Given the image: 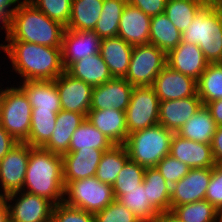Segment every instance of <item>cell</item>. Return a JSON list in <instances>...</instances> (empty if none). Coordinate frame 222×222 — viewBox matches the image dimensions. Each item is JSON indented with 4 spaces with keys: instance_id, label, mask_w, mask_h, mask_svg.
<instances>
[{
    "instance_id": "obj_1",
    "label": "cell",
    "mask_w": 222,
    "mask_h": 222,
    "mask_svg": "<svg viewBox=\"0 0 222 222\" xmlns=\"http://www.w3.org/2000/svg\"><path fill=\"white\" fill-rule=\"evenodd\" d=\"M0 49L11 62V72L19 82L29 80H55L64 71L61 48L48 47L23 41H2Z\"/></svg>"
},
{
    "instance_id": "obj_2",
    "label": "cell",
    "mask_w": 222,
    "mask_h": 222,
    "mask_svg": "<svg viewBox=\"0 0 222 222\" xmlns=\"http://www.w3.org/2000/svg\"><path fill=\"white\" fill-rule=\"evenodd\" d=\"M64 188L62 156L31 146L22 191L47 198L57 205L64 200Z\"/></svg>"
},
{
    "instance_id": "obj_3",
    "label": "cell",
    "mask_w": 222,
    "mask_h": 222,
    "mask_svg": "<svg viewBox=\"0 0 222 222\" xmlns=\"http://www.w3.org/2000/svg\"><path fill=\"white\" fill-rule=\"evenodd\" d=\"M65 29V26L50 19L28 1L11 14L4 41H23L61 48Z\"/></svg>"
},
{
    "instance_id": "obj_4",
    "label": "cell",
    "mask_w": 222,
    "mask_h": 222,
    "mask_svg": "<svg viewBox=\"0 0 222 222\" xmlns=\"http://www.w3.org/2000/svg\"><path fill=\"white\" fill-rule=\"evenodd\" d=\"M181 41L198 45L209 63H222V8L205 4L182 32Z\"/></svg>"
},
{
    "instance_id": "obj_5",
    "label": "cell",
    "mask_w": 222,
    "mask_h": 222,
    "mask_svg": "<svg viewBox=\"0 0 222 222\" xmlns=\"http://www.w3.org/2000/svg\"><path fill=\"white\" fill-rule=\"evenodd\" d=\"M173 134L161 124H157L128 134L123 145L131 161L145 168H152L170 154Z\"/></svg>"
},
{
    "instance_id": "obj_6",
    "label": "cell",
    "mask_w": 222,
    "mask_h": 222,
    "mask_svg": "<svg viewBox=\"0 0 222 222\" xmlns=\"http://www.w3.org/2000/svg\"><path fill=\"white\" fill-rule=\"evenodd\" d=\"M7 86L1 101L0 124L17 142H25L31 129L32 107L17 83Z\"/></svg>"
},
{
    "instance_id": "obj_7",
    "label": "cell",
    "mask_w": 222,
    "mask_h": 222,
    "mask_svg": "<svg viewBox=\"0 0 222 222\" xmlns=\"http://www.w3.org/2000/svg\"><path fill=\"white\" fill-rule=\"evenodd\" d=\"M64 200L69 206L95 214L115 200L112 185L95 176L64 182Z\"/></svg>"
},
{
    "instance_id": "obj_8",
    "label": "cell",
    "mask_w": 222,
    "mask_h": 222,
    "mask_svg": "<svg viewBox=\"0 0 222 222\" xmlns=\"http://www.w3.org/2000/svg\"><path fill=\"white\" fill-rule=\"evenodd\" d=\"M167 54L154 44L133 46L128 71L124 77L133 87L152 86L167 65Z\"/></svg>"
},
{
    "instance_id": "obj_9",
    "label": "cell",
    "mask_w": 222,
    "mask_h": 222,
    "mask_svg": "<svg viewBox=\"0 0 222 222\" xmlns=\"http://www.w3.org/2000/svg\"><path fill=\"white\" fill-rule=\"evenodd\" d=\"M159 102L152 86L133 87L125 111L128 134L159 124Z\"/></svg>"
},
{
    "instance_id": "obj_10",
    "label": "cell",
    "mask_w": 222,
    "mask_h": 222,
    "mask_svg": "<svg viewBox=\"0 0 222 222\" xmlns=\"http://www.w3.org/2000/svg\"><path fill=\"white\" fill-rule=\"evenodd\" d=\"M31 146L18 142L0 160V196L6 197L23 190Z\"/></svg>"
},
{
    "instance_id": "obj_11",
    "label": "cell",
    "mask_w": 222,
    "mask_h": 222,
    "mask_svg": "<svg viewBox=\"0 0 222 222\" xmlns=\"http://www.w3.org/2000/svg\"><path fill=\"white\" fill-rule=\"evenodd\" d=\"M9 222H51L54 204L47 198L25 191L5 197Z\"/></svg>"
},
{
    "instance_id": "obj_12",
    "label": "cell",
    "mask_w": 222,
    "mask_h": 222,
    "mask_svg": "<svg viewBox=\"0 0 222 222\" xmlns=\"http://www.w3.org/2000/svg\"><path fill=\"white\" fill-rule=\"evenodd\" d=\"M212 168L189 169L188 173L171 186L170 210L176 206L205 199Z\"/></svg>"
},
{
    "instance_id": "obj_13",
    "label": "cell",
    "mask_w": 222,
    "mask_h": 222,
    "mask_svg": "<svg viewBox=\"0 0 222 222\" xmlns=\"http://www.w3.org/2000/svg\"><path fill=\"white\" fill-rule=\"evenodd\" d=\"M54 81L59 92L61 108L86 117L91 106L93 87L73 77L66 70Z\"/></svg>"
},
{
    "instance_id": "obj_14",
    "label": "cell",
    "mask_w": 222,
    "mask_h": 222,
    "mask_svg": "<svg viewBox=\"0 0 222 222\" xmlns=\"http://www.w3.org/2000/svg\"><path fill=\"white\" fill-rule=\"evenodd\" d=\"M152 87L159 101L178 100L197 94V80L166 65L155 78Z\"/></svg>"
},
{
    "instance_id": "obj_15",
    "label": "cell",
    "mask_w": 222,
    "mask_h": 222,
    "mask_svg": "<svg viewBox=\"0 0 222 222\" xmlns=\"http://www.w3.org/2000/svg\"><path fill=\"white\" fill-rule=\"evenodd\" d=\"M133 86L125 78L113 77L106 83L93 87L90 110L114 108L126 111Z\"/></svg>"
},
{
    "instance_id": "obj_16",
    "label": "cell",
    "mask_w": 222,
    "mask_h": 222,
    "mask_svg": "<svg viewBox=\"0 0 222 222\" xmlns=\"http://www.w3.org/2000/svg\"><path fill=\"white\" fill-rule=\"evenodd\" d=\"M101 38L94 31L65 29L61 55L66 70L72 63L99 53Z\"/></svg>"
},
{
    "instance_id": "obj_17",
    "label": "cell",
    "mask_w": 222,
    "mask_h": 222,
    "mask_svg": "<svg viewBox=\"0 0 222 222\" xmlns=\"http://www.w3.org/2000/svg\"><path fill=\"white\" fill-rule=\"evenodd\" d=\"M170 155L194 168H213L216 163L212 155L211 144L194 142L173 134L170 146Z\"/></svg>"
},
{
    "instance_id": "obj_18",
    "label": "cell",
    "mask_w": 222,
    "mask_h": 222,
    "mask_svg": "<svg viewBox=\"0 0 222 222\" xmlns=\"http://www.w3.org/2000/svg\"><path fill=\"white\" fill-rule=\"evenodd\" d=\"M167 65L195 80H198L209 62L198 45L180 42L173 50L167 53Z\"/></svg>"
},
{
    "instance_id": "obj_19",
    "label": "cell",
    "mask_w": 222,
    "mask_h": 222,
    "mask_svg": "<svg viewBox=\"0 0 222 222\" xmlns=\"http://www.w3.org/2000/svg\"><path fill=\"white\" fill-rule=\"evenodd\" d=\"M202 105L198 94L178 100L159 102V124L173 133H177Z\"/></svg>"
},
{
    "instance_id": "obj_20",
    "label": "cell",
    "mask_w": 222,
    "mask_h": 222,
    "mask_svg": "<svg viewBox=\"0 0 222 222\" xmlns=\"http://www.w3.org/2000/svg\"><path fill=\"white\" fill-rule=\"evenodd\" d=\"M109 149H79L62 155L64 182L95 176L104 151Z\"/></svg>"
},
{
    "instance_id": "obj_21",
    "label": "cell",
    "mask_w": 222,
    "mask_h": 222,
    "mask_svg": "<svg viewBox=\"0 0 222 222\" xmlns=\"http://www.w3.org/2000/svg\"><path fill=\"white\" fill-rule=\"evenodd\" d=\"M151 17L127 3L119 21L118 36L132 46L148 44Z\"/></svg>"
},
{
    "instance_id": "obj_22",
    "label": "cell",
    "mask_w": 222,
    "mask_h": 222,
    "mask_svg": "<svg viewBox=\"0 0 222 222\" xmlns=\"http://www.w3.org/2000/svg\"><path fill=\"white\" fill-rule=\"evenodd\" d=\"M26 94L32 111H60V96L54 80L17 82Z\"/></svg>"
},
{
    "instance_id": "obj_23",
    "label": "cell",
    "mask_w": 222,
    "mask_h": 222,
    "mask_svg": "<svg viewBox=\"0 0 222 222\" xmlns=\"http://www.w3.org/2000/svg\"><path fill=\"white\" fill-rule=\"evenodd\" d=\"M87 120L114 145L124 144L128 136L124 111L114 108L105 110H89Z\"/></svg>"
},
{
    "instance_id": "obj_24",
    "label": "cell",
    "mask_w": 222,
    "mask_h": 222,
    "mask_svg": "<svg viewBox=\"0 0 222 222\" xmlns=\"http://www.w3.org/2000/svg\"><path fill=\"white\" fill-rule=\"evenodd\" d=\"M85 119L83 114L61 109L51 138L43 148L61 156L68 153L72 135Z\"/></svg>"
},
{
    "instance_id": "obj_25",
    "label": "cell",
    "mask_w": 222,
    "mask_h": 222,
    "mask_svg": "<svg viewBox=\"0 0 222 222\" xmlns=\"http://www.w3.org/2000/svg\"><path fill=\"white\" fill-rule=\"evenodd\" d=\"M133 46L119 36L101 40L100 55L107 64L112 77L124 78L128 71Z\"/></svg>"
},
{
    "instance_id": "obj_26",
    "label": "cell",
    "mask_w": 222,
    "mask_h": 222,
    "mask_svg": "<svg viewBox=\"0 0 222 222\" xmlns=\"http://www.w3.org/2000/svg\"><path fill=\"white\" fill-rule=\"evenodd\" d=\"M66 71L92 87L99 86L113 78L100 53L72 63Z\"/></svg>"
},
{
    "instance_id": "obj_27",
    "label": "cell",
    "mask_w": 222,
    "mask_h": 222,
    "mask_svg": "<svg viewBox=\"0 0 222 222\" xmlns=\"http://www.w3.org/2000/svg\"><path fill=\"white\" fill-rule=\"evenodd\" d=\"M217 126L209 109L202 105L196 114L191 116L179 129L177 134L194 142L211 144Z\"/></svg>"
},
{
    "instance_id": "obj_28",
    "label": "cell",
    "mask_w": 222,
    "mask_h": 222,
    "mask_svg": "<svg viewBox=\"0 0 222 222\" xmlns=\"http://www.w3.org/2000/svg\"><path fill=\"white\" fill-rule=\"evenodd\" d=\"M143 184L146 199L156 212L170 210L171 186L156 167L145 169Z\"/></svg>"
},
{
    "instance_id": "obj_29",
    "label": "cell",
    "mask_w": 222,
    "mask_h": 222,
    "mask_svg": "<svg viewBox=\"0 0 222 222\" xmlns=\"http://www.w3.org/2000/svg\"><path fill=\"white\" fill-rule=\"evenodd\" d=\"M104 0H72L68 25L72 30L93 31L103 8Z\"/></svg>"
},
{
    "instance_id": "obj_30",
    "label": "cell",
    "mask_w": 222,
    "mask_h": 222,
    "mask_svg": "<svg viewBox=\"0 0 222 222\" xmlns=\"http://www.w3.org/2000/svg\"><path fill=\"white\" fill-rule=\"evenodd\" d=\"M181 37L182 33L165 13L151 17L149 43L167 54L181 42Z\"/></svg>"
},
{
    "instance_id": "obj_31",
    "label": "cell",
    "mask_w": 222,
    "mask_h": 222,
    "mask_svg": "<svg viewBox=\"0 0 222 222\" xmlns=\"http://www.w3.org/2000/svg\"><path fill=\"white\" fill-rule=\"evenodd\" d=\"M129 160V155L123 144L113 145L103 152L95 177L103 183L113 185L118 173Z\"/></svg>"
},
{
    "instance_id": "obj_32",
    "label": "cell",
    "mask_w": 222,
    "mask_h": 222,
    "mask_svg": "<svg viewBox=\"0 0 222 222\" xmlns=\"http://www.w3.org/2000/svg\"><path fill=\"white\" fill-rule=\"evenodd\" d=\"M114 144L95 128L87 118L72 135L68 152L79 149H110Z\"/></svg>"
},
{
    "instance_id": "obj_33",
    "label": "cell",
    "mask_w": 222,
    "mask_h": 222,
    "mask_svg": "<svg viewBox=\"0 0 222 222\" xmlns=\"http://www.w3.org/2000/svg\"><path fill=\"white\" fill-rule=\"evenodd\" d=\"M127 0H104L94 32L101 38L118 36L119 21Z\"/></svg>"
},
{
    "instance_id": "obj_34",
    "label": "cell",
    "mask_w": 222,
    "mask_h": 222,
    "mask_svg": "<svg viewBox=\"0 0 222 222\" xmlns=\"http://www.w3.org/2000/svg\"><path fill=\"white\" fill-rule=\"evenodd\" d=\"M204 5V0H167L164 13L182 33Z\"/></svg>"
},
{
    "instance_id": "obj_35",
    "label": "cell",
    "mask_w": 222,
    "mask_h": 222,
    "mask_svg": "<svg viewBox=\"0 0 222 222\" xmlns=\"http://www.w3.org/2000/svg\"><path fill=\"white\" fill-rule=\"evenodd\" d=\"M197 94L203 105L222 99V63H209L197 80Z\"/></svg>"
},
{
    "instance_id": "obj_36",
    "label": "cell",
    "mask_w": 222,
    "mask_h": 222,
    "mask_svg": "<svg viewBox=\"0 0 222 222\" xmlns=\"http://www.w3.org/2000/svg\"><path fill=\"white\" fill-rule=\"evenodd\" d=\"M59 111H32L31 129L25 141L32 147H43L55 129Z\"/></svg>"
},
{
    "instance_id": "obj_37",
    "label": "cell",
    "mask_w": 222,
    "mask_h": 222,
    "mask_svg": "<svg viewBox=\"0 0 222 222\" xmlns=\"http://www.w3.org/2000/svg\"><path fill=\"white\" fill-rule=\"evenodd\" d=\"M144 189V184L141 183L132 190H127L117 200L128 207L142 222H152L157 212L149 204Z\"/></svg>"
},
{
    "instance_id": "obj_38",
    "label": "cell",
    "mask_w": 222,
    "mask_h": 222,
    "mask_svg": "<svg viewBox=\"0 0 222 222\" xmlns=\"http://www.w3.org/2000/svg\"><path fill=\"white\" fill-rule=\"evenodd\" d=\"M173 211L183 222H218V210L205 199L176 206Z\"/></svg>"
},
{
    "instance_id": "obj_39",
    "label": "cell",
    "mask_w": 222,
    "mask_h": 222,
    "mask_svg": "<svg viewBox=\"0 0 222 222\" xmlns=\"http://www.w3.org/2000/svg\"><path fill=\"white\" fill-rule=\"evenodd\" d=\"M145 169V167L130 159L125 163L112 185L116 200L127 190L137 188L138 185L143 183Z\"/></svg>"
},
{
    "instance_id": "obj_40",
    "label": "cell",
    "mask_w": 222,
    "mask_h": 222,
    "mask_svg": "<svg viewBox=\"0 0 222 222\" xmlns=\"http://www.w3.org/2000/svg\"><path fill=\"white\" fill-rule=\"evenodd\" d=\"M50 19L67 26L71 15L72 0H29Z\"/></svg>"
},
{
    "instance_id": "obj_41",
    "label": "cell",
    "mask_w": 222,
    "mask_h": 222,
    "mask_svg": "<svg viewBox=\"0 0 222 222\" xmlns=\"http://www.w3.org/2000/svg\"><path fill=\"white\" fill-rule=\"evenodd\" d=\"M94 216L96 222H142L128 207L116 199Z\"/></svg>"
},
{
    "instance_id": "obj_42",
    "label": "cell",
    "mask_w": 222,
    "mask_h": 222,
    "mask_svg": "<svg viewBox=\"0 0 222 222\" xmlns=\"http://www.w3.org/2000/svg\"><path fill=\"white\" fill-rule=\"evenodd\" d=\"M51 222H96L94 214L64 202L54 205Z\"/></svg>"
},
{
    "instance_id": "obj_43",
    "label": "cell",
    "mask_w": 222,
    "mask_h": 222,
    "mask_svg": "<svg viewBox=\"0 0 222 222\" xmlns=\"http://www.w3.org/2000/svg\"><path fill=\"white\" fill-rule=\"evenodd\" d=\"M156 168L170 186L183 178L190 169L188 165L172 157L170 154L163 157L156 165Z\"/></svg>"
},
{
    "instance_id": "obj_44",
    "label": "cell",
    "mask_w": 222,
    "mask_h": 222,
    "mask_svg": "<svg viewBox=\"0 0 222 222\" xmlns=\"http://www.w3.org/2000/svg\"><path fill=\"white\" fill-rule=\"evenodd\" d=\"M205 200L217 210L222 208V164H216L212 168L211 180L207 187Z\"/></svg>"
},
{
    "instance_id": "obj_45",
    "label": "cell",
    "mask_w": 222,
    "mask_h": 222,
    "mask_svg": "<svg viewBox=\"0 0 222 222\" xmlns=\"http://www.w3.org/2000/svg\"><path fill=\"white\" fill-rule=\"evenodd\" d=\"M127 2L149 17H153L165 12L167 0H127Z\"/></svg>"
},
{
    "instance_id": "obj_46",
    "label": "cell",
    "mask_w": 222,
    "mask_h": 222,
    "mask_svg": "<svg viewBox=\"0 0 222 222\" xmlns=\"http://www.w3.org/2000/svg\"><path fill=\"white\" fill-rule=\"evenodd\" d=\"M211 149L216 164H222V126H217L211 141Z\"/></svg>"
},
{
    "instance_id": "obj_47",
    "label": "cell",
    "mask_w": 222,
    "mask_h": 222,
    "mask_svg": "<svg viewBox=\"0 0 222 222\" xmlns=\"http://www.w3.org/2000/svg\"><path fill=\"white\" fill-rule=\"evenodd\" d=\"M18 143L0 124V160Z\"/></svg>"
},
{
    "instance_id": "obj_48",
    "label": "cell",
    "mask_w": 222,
    "mask_h": 222,
    "mask_svg": "<svg viewBox=\"0 0 222 222\" xmlns=\"http://www.w3.org/2000/svg\"><path fill=\"white\" fill-rule=\"evenodd\" d=\"M205 106L209 109L215 123L222 126V99L211 101Z\"/></svg>"
},
{
    "instance_id": "obj_49",
    "label": "cell",
    "mask_w": 222,
    "mask_h": 222,
    "mask_svg": "<svg viewBox=\"0 0 222 222\" xmlns=\"http://www.w3.org/2000/svg\"><path fill=\"white\" fill-rule=\"evenodd\" d=\"M29 0H0V10L10 18L11 14L22 4Z\"/></svg>"
},
{
    "instance_id": "obj_50",
    "label": "cell",
    "mask_w": 222,
    "mask_h": 222,
    "mask_svg": "<svg viewBox=\"0 0 222 222\" xmlns=\"http://www.w3.org/2000/svg\"><path fill=\"white\" fill-rule=\"evenodd\" d=\"M152 222H183L173 210L157 212Z\"/></svg>"
},
{
    "instance_id": "obj_51",
    "label": "cell",
    "mask_w": 222,
    "mask_h": 222,
    "mask_svg": "<svg viewBox=\"0 0 222 222\" xmlns=\"http://www.w3.org/2000/svg\"><path fill=\"white\" fill-rule=\"evenodd\" d=\"M0 222H9L8 206L5 197L0 196Z\"/></svg>"
},
{
    "instance_id": "obj_52",
    "label": "cell",
    "mask_w": 222,
    "mask_h": 222,
    "mask_svg": "<svg viewBox=\"0 0 222 222\" xmlns=\"http://www.w3.org/2000/svg\"><path fill=\"white\" fill-rule=\"evenodd\" d=\"M0 30H4L5 35L7 36V30L9 25V18L0 10Z\"/></svg>"
},
{
    "instance_id": "obj_53",
    "label": "cell",
    "mask_w": 222,
    "mask_h": 222,
    "mask_svg": "<svg viewBox=\"0 0 222 222\" xmlns=\"http://www.w3.org/2000/svg\"><path fill=\"white\" fill-rule=\"evenodd\" d=\"M206 5L214 8H222V0H204Z\"/></svg>"
},
{
    "instance_id": "obj_54",
    "label": "cell",
    "mask_w": 222,
    "mask_h": 222,
    "mask_svg": "<svg viewBox=\"0 0 222 222\" xmlns=\"http://www.w3.org/2000/svg\"><path fill=\"white\" fill-rule=\"evenodd\" d=\"M2 83L0 82V107H1V101H2V98H3V94H4V92H5V90H6V87L4 86L3 88H2Z\"/></svg>"
},
{
    "instance_id": "obj_55",
    "label": "cell",
    "mask_w": 222,
    "mask_h": 222,
    "mask_svg": "<svg viewBox=\"0 0 222 222\" xmlns=\"http://www.w3.org/2000/svg\"><path fill=\"white\" fill-rule=\"evenodd\" d=\"M218 222H222V208L218 210Z\"/></svg>"
}]
</instances>
